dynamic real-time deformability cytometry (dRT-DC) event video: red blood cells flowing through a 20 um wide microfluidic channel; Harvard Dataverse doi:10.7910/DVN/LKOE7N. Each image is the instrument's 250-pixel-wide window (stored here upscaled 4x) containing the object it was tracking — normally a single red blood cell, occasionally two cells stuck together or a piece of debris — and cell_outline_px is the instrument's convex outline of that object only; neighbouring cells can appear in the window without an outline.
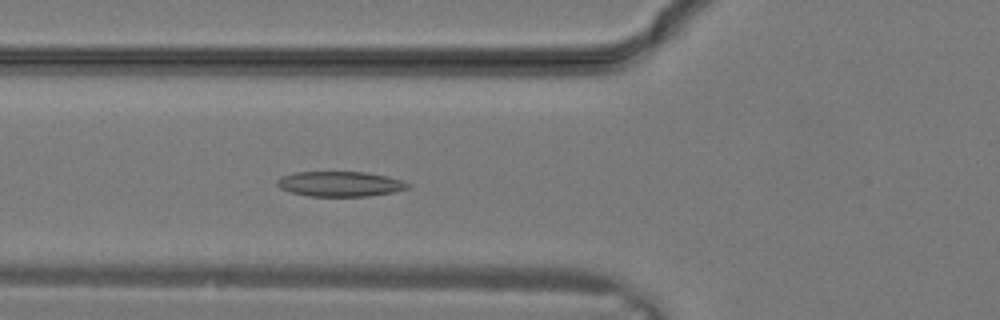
{"species": "common noctule bat (a hibernating species)", "species_latin": "Nyctalus noctula", "temperature_condition": "warm", "stored_images_in_passage": 22, "camera_frame_rate_fps": 3000, "um_per_image_px": 0.085, "animal": {"sex": "male", "body_mass_g": 19.2, "forearm_length_mm": 51.8}, "frame": {"image": 1, "passage_image": 11, "time_ms": 3.333, "image_size_px": [1000, 320], "cell_outline_px": [[412, 184], [408, 188], [392, 192], [368, 196], [308, 196], [292, 192], [280, 188], [276, 184], [276, 180], [280, 176], [296, 172], [364, 172], [388, 176]], "centroid_in_image_um": [28.88, 15.63], "position_along_channel_um": 96.9, "area_um2": 19.07}}
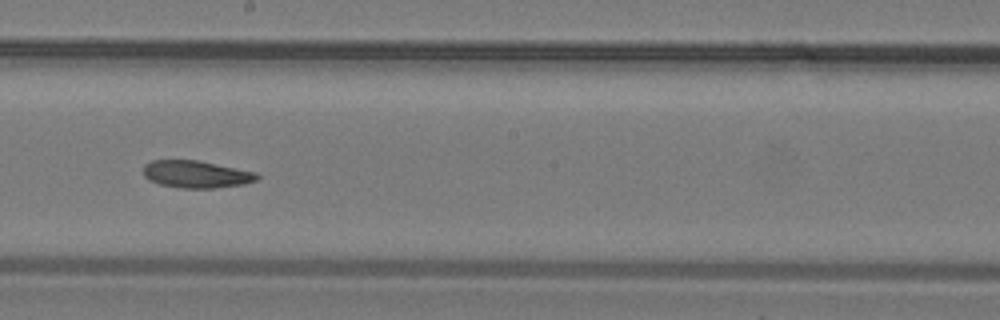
{"frame": {"image": 2, "passage_image": 17, "time_ms": 5.333, "image_size_px": [1000, 320], "cell_outline_px": [[260, 176], [256, 180], [244, 184], [212, 188], [184, 188], [160, 184], [148, 180], [144, 176], [144, 164], [152, 160], [196, 160], [256, 172]], "centroid_in_image_um": [16.66, 14.81], "position_along_channel_um": 231.5, "area_um2": 17.92}}
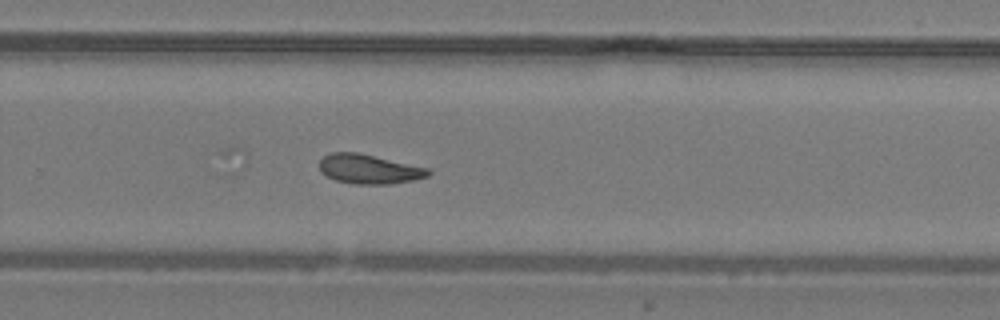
{"frame": {"image": 3, "passage_image": 20, "time_ms": 6.333, "image_size_px": [1000, 320], "cell_outline_px": [[432, 172], [428, 176], [412, 180], [392, 184], [356, 184], [336, 180], [320, 172], [320, 160], [324, 156], [332, 152], [356, 152], [428, 168]], "centroid_in_image_um": [31.36, 14.37], "position_along_channel_um": 298.4, "area_um2": 18.44}}